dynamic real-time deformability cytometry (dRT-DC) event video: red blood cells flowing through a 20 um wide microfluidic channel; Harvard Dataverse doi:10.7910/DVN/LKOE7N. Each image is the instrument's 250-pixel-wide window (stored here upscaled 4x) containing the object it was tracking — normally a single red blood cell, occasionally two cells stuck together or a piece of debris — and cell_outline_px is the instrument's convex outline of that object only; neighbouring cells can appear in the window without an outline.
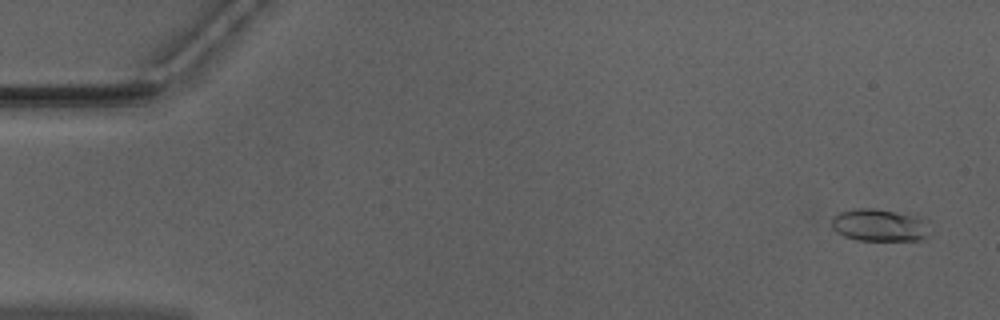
{"species": "Egyptian fruit bat (a non-hibernating species)", "species_latin": "Rousettus aegyptiacus", "temperature_condition": "warm", "stored_images_in_passage": 53, "camera_frame_rate_fps": 3000, "um_per_image_px": 0.085, "animal": {"sex": "male"}, "frame": {"image": 1, "passage_image": 3, "time_ms": 0.667, "image_size_px": [1000, 320], "cell_outline_px": [[928, 236], [924, 240], [856, 240], [844, 236], [836, 232], [832, 228], [832, 216], [840, 212], [856, 208], [872, 208], [924, 216], [928, 220]], "centroid_in_image_um": [74.8, 19.13], "position_along_channel_um": 10.2, "area_um2": 18.96}}
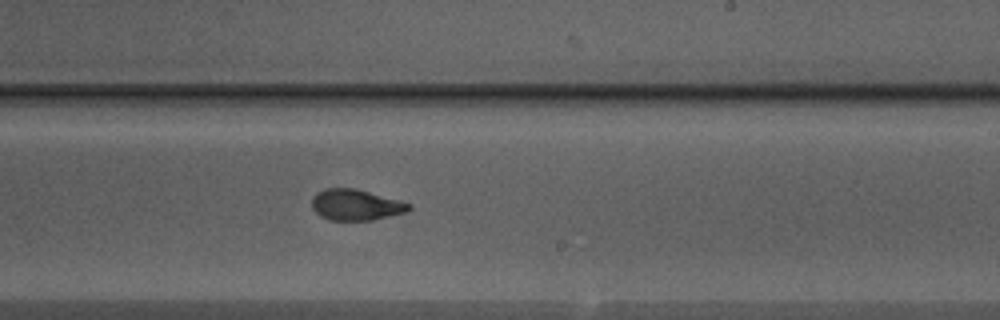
{"frame": {"image": 2, "passage_image": 32, "time_ms": 10.333, "image_size_px": [1000, 320], "cell_outline_px": [[412, 208], [404, 212], [372, 220], [328, 220], [320, 216], [312, 208], [312, 196], [316, 192], [324, 188], [356, 188], [400, 200], [412, 204]], "centroid_in_image_um": [30.22, 17.4], "position_along_channel_um": 258.8, "area_um2": 17.63}}
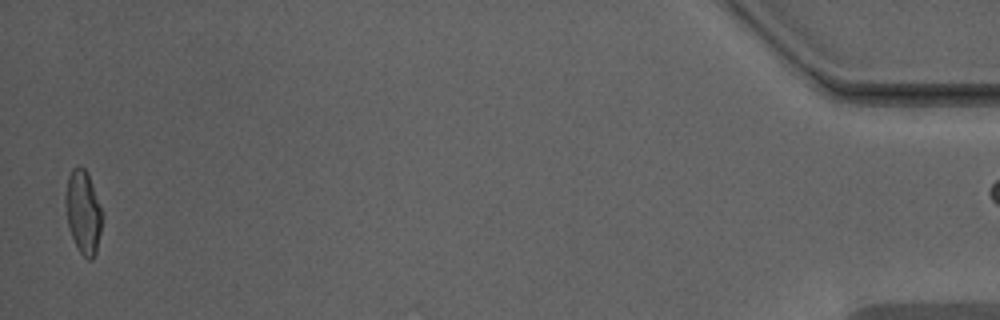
{"frame": {"image": 3, "passage_image": 52, "time_ms": 17.0, "image_size_px": [1000, 320], "cell_outline_px": [[100, 232], [96, 252], [92, 260], [88, 260], [80, 252], [72, 236], [68, 224], [64, 204], [64, 196], [68, 176], [72, 168], [84, 168], [88, 172], [100, 208]], "centroid_in_image_um": [7.03, 18.01], "position_along_channel_um": 428.2, "area_um2": 17.34}}